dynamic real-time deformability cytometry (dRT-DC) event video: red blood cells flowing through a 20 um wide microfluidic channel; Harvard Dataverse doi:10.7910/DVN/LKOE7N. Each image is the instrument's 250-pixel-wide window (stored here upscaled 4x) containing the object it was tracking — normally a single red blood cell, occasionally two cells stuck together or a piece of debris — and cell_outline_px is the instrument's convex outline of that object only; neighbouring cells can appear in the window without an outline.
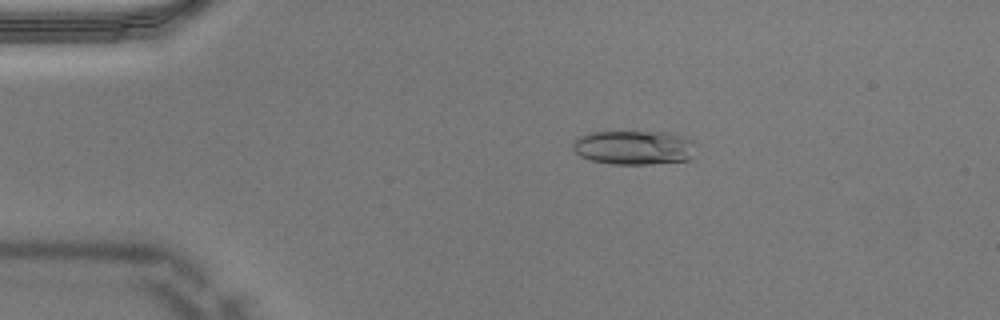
{"species": "Egyptian fruit bat (a non-hibernating species)", "species_latin": "Rousettus aegyptiacus", "temperature_condition": "warm", "stored_images_in_passage": 51, "camera_frame_rate_fps": 3000, "um_per_image_px": 0.085, "animal": {"sex": "male"}, "frame": {"image": 1, "passage_image": 10, "time_ms": 3.0, "image_size_px": [1000, 320], "cell_outline_px": [[696, 140], [692, 160], [652, 164], [612, 164], [592, 160], [580, 156], [572, 148], [572, 140], [588, 132], [668, 132]], "centroid_in_image_um": [53.92, 12.54], "position_along_channel_um": 31.1, "area_um2": 24.91}}
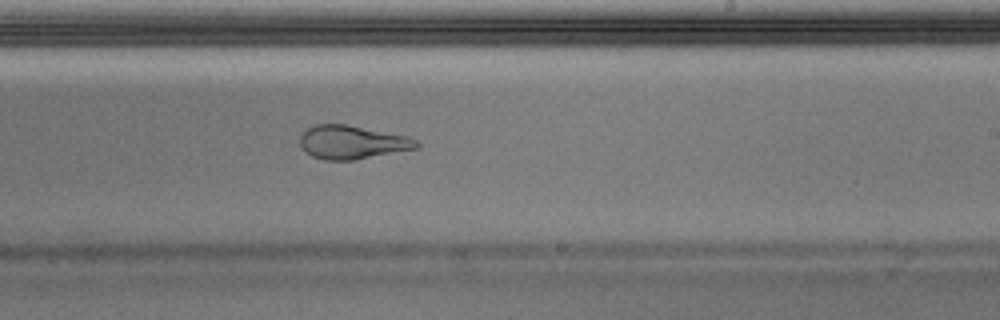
{"frame": {"image": 2, "passage_image": 31, "time_ms": 10.0, "image_size_px": [1000, 320], "cell_outline_px": [[420, 148], [352, 160], [324, 160], [312, 156], [304, 152], [300, 144], [300, 136], [304, 128], [312, 124], [344, 124], [408, 136], [416, 140], [420, 144]], "centroid_in_image_um": [29.89, 12.08], "position_along_channel_um": 259.1, "area_um2": 22.95}}
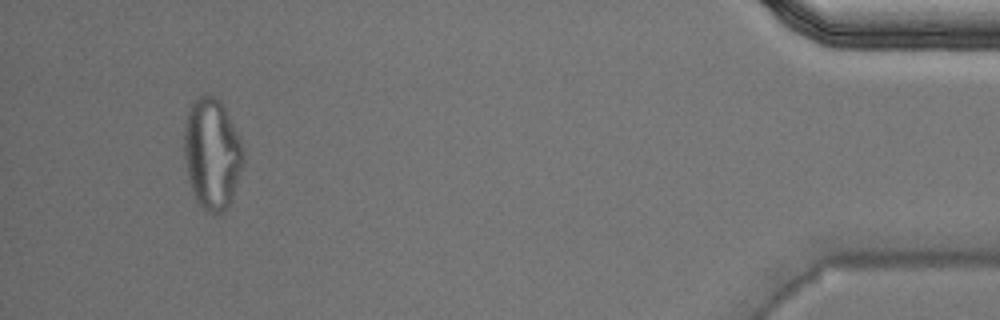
{"frame": {"image": 3, "passage_image": 48, "time_ms": 15.667, "image_size_px": [1000, 320], "cell_outline_px": [[244, 168], [232, 200], [224, 212], [208, 212], [196, 200], [192, 192], [188, 180], [184, 160], [184, 124], [188, 112], [192, 104], [204, 92], [220, 100], [244, 148]], "centroid_in_image_um": [18.03, 13.1], "position_along_channel_um": 417.2, "area_um2": 38.55}, "authors_computed_cell_mechanics": {"area_um2": 24.9118, "velocity_mm_per_s": 3.9833, "shape_relaxation_time_tau1_ms": null, "shape_relaxation_time_tau2_ms": 1.3038, "deformation_change_tau1": null, "deformation_change_tau2": 0.0705}}